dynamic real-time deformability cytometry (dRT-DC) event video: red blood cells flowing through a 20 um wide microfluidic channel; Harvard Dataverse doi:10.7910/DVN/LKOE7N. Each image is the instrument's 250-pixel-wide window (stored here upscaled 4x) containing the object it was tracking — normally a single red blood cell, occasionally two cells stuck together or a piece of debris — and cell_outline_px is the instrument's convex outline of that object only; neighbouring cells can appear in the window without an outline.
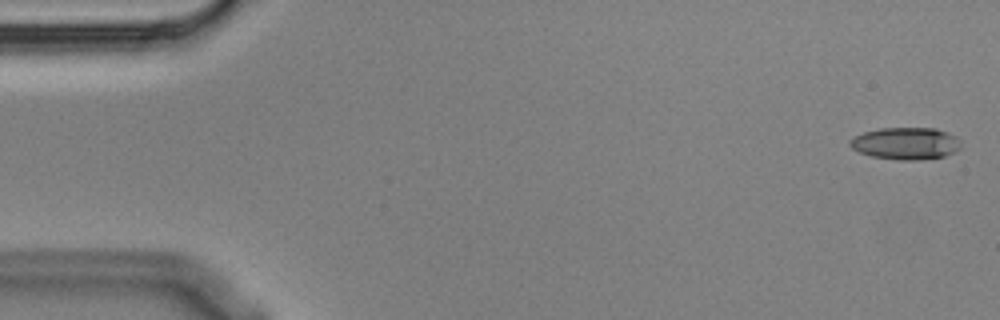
{"species": "Egyptian fruit bat (a non-hibernating species)", "species_latin": "Rousettus aegyptiacus", "temperature_condition": "cold", "stored_images_in_passage": 11, "camera_frame_rate_fps": 3000, "um_per_image_px": 0.085, "animal": {"sex": "male"}, "frame": {"image": 1, "passage_image": 1, "time_ms": 0.0, "image_size_px": [1000, 320], "cell_outline_px": [[960, 148], [944, 156], [920, 160], [896, 160], [872, 156], [860, 152], [852, 148], [848, 144], [848, 140], [864, 132], [880, 128], [936, 128], [956, 136], [960, 140]], "centroid_in_image_um": [76.98, 12.19], "position_along_channel_um": 8.0, "area_um2": 20.75}}
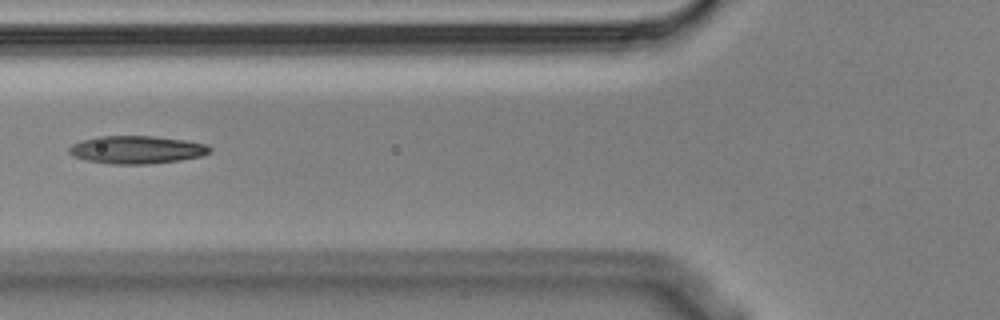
{"frame": {"image": 2, "passage_image": 6, "time_ms": 1.667, "image_size_px": [1000, 320], "cell_outline_px": [[212, 152], [200, 156], [180, 160], [148, 164], [108, 164], [84, 160], [72, 156], [68, 152], [68, 148], [72, 144], [80, 140], [96, 136], [156, 136], [184, 140], [208, 144], [212, 148]], "centroid_in_image_um": [11.59, 12.72], "position_along_channel_um": 114.2, "area_um2": 23.18}}
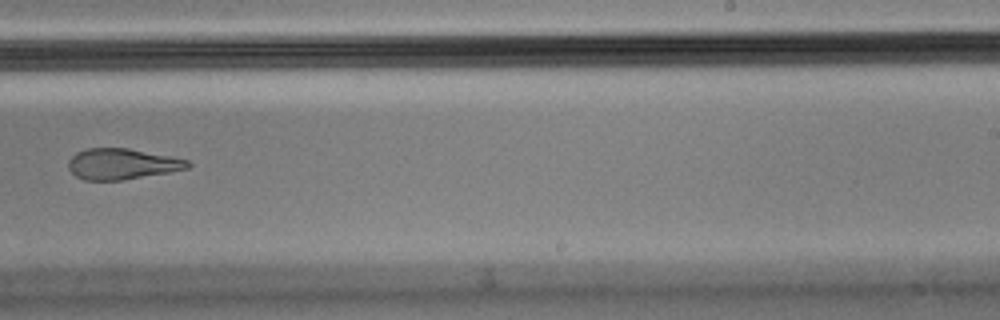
{"frame": {"image": 3, "passage_image": 10, "time_ms": 3.0, "image_size_px": [1000, 320], "cell_outline_px": [[192, 164], [188, 168], [168, 172], [124, 180], [84, 180], [76, 176], [68, 168], [68, 160], [76, 152], [84, 148], [128, 148], [172, 156], [188, 160]], "centroid_in_image_um": [10.36, 13.93], "position_along_channel_um": 278.6, "area_um2": 21.56}}